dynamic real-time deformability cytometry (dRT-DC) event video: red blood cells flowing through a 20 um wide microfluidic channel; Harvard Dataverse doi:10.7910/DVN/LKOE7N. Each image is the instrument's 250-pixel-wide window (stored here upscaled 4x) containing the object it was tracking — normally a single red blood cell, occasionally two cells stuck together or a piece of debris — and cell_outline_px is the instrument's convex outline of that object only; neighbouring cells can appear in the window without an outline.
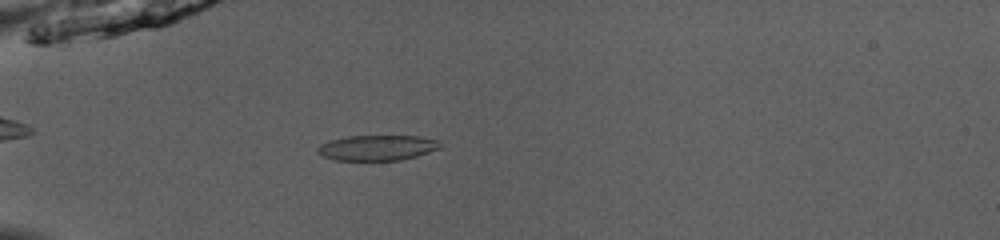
{"species": "common noctule bat (a hibernating species)", "species_latin": "Nyctalus noctula", "temperature_condition": "room temperature", "stored_images_in_passage": 35, "camera_frame_rate_fps": 3000, "um_per_image_px": 0.085, "animal": {"sex": "male", "body_mass_g": 13.0, "forearm_length_mm": 53.1}, "frame": {"image": 1, "passage_image": 1, "time_ms": 0.0, "image_size_px": [1000, 240], "cell_outline_px": [[440, 148], [416, 156], [400, 160], [336, 160], [324, 156], [316, 152], [316, 148], [320, 144], [332, 140], [348, 136], [420, 136], [440, 140]], "centroid_in_image_um": [32.07, 12.55], "position_along_channel_um": 52.9, "area_um2": 18.03}}
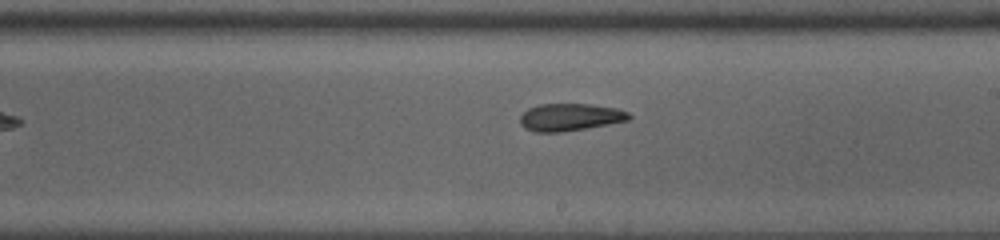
{"frame": {"image": 2, "passage_image": 16, "time_ms": 5.0, "image_size_px": [1000, 240], "cell_outline_px": [[632, 116], [628, 120], [608, 124], [560, 132], [536, 132], [524, 128], [520, 124], [520, 116], [528, 108], [540, 104], [592, 104], [616, 108], [628, 112]], "centroid_in_image_um": [48.43, 9.95], "position_along_channel_um": 240.6, "area_um2": 17.28}}
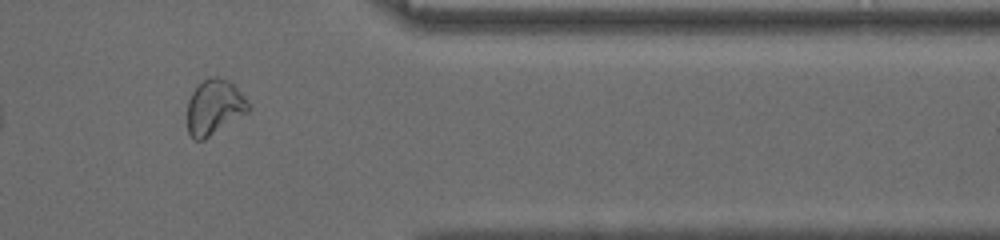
{"frame": {"image": 3, "passage_image": 28, "time_ms": 9.0, "image_size_px": [1000, 240], "cell_outline_px": [[252, 108], [248, 112], [204, 140], [192, 140], [188, 132], [188, 100], [196, 84], [208, 76], [220, 76], [228, 80], [236, 88]], "centroid_in_image_um": [18.19, 9.1], "position_along_channel_um": 393.2, "area_um2": 19.77}, "authors_computed_cell_mechanics": {"area_um2": 17.8602, "velocity_mm_per_s": 4.0533, "shape_relaxation_time_tau1_ms": 5.1757, "shape_relaxation_time_tau2_ms": 2.1442, "deformation_change_tau1": 0.1319, "deformation_change_tau2": 0.0972}}